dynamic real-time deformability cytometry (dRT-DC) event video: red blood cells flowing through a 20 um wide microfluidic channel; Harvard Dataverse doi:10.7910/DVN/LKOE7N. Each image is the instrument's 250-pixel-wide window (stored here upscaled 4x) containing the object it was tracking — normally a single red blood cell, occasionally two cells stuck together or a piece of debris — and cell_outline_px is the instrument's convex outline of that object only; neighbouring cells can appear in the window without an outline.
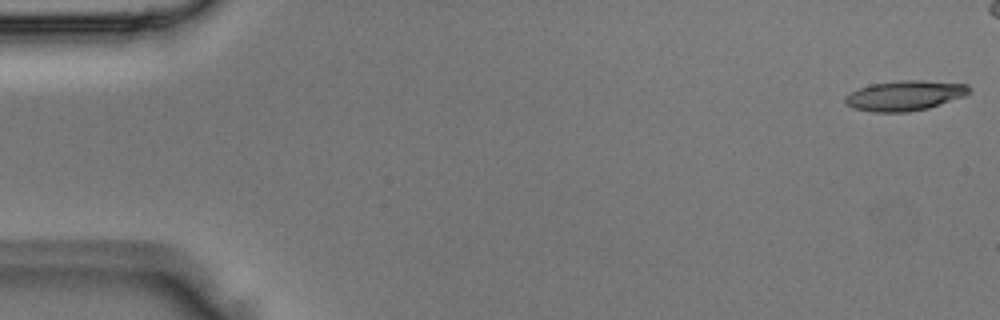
{"species": "Egyptian fruit bat (a non-hibernating species)", "species_latin": "Rousettus aegyptiacus", "temperature_condition": "room temperature", "stored_images_in_passage": 4, "camera_frame_rate_fps": 3000, "um_per_image_px": 0.085, "animal": {"sex": "male"}, "frame": {"image": 1, "passage_image": 1, "time_ms": 0.0, "image_size_px": [1000, 320], "cell_outline_px": [[972, 88], [964, 96], [928, 108], [908, 112], [872, 112], [852, 108], [844, 104], [844, 96], [860, 88], [872, 84], [900, 80], [924, 80], [968, 84]], "centroid_in_image_um": [76.89, 8.12], "position_along_channel_um": 8.1, "area_um2": 21.79}}